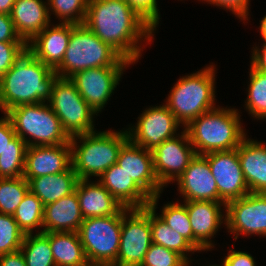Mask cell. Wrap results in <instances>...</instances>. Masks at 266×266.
<instances>
[{"mask_svg":"<svg viewBox=\"0 0 266 266\" xmlns=\"http://www.w3.org/2000/svg\"><path fill=\"white\" fill-rule=\"evenodd\" d=\"M83 24L130 63L141 55L139 40L150 42L154 31L125 0H89Z\"/></svg>","mask_w":266,"mask_h":266,"instance_id":"cell-1","label":"cell"},{"mask_svg":"<svg viewBox=\"0 0 266 266\" xmlns=\"http://www.w3.org/2000/svg\"><path fill=\"white\" fill-rule=\"evenodd\" d=\"M58 77L52 68L26 50L0 78V108L5 114L22 104L49 101Z\"/></svg>","mask_w":266,"mask_h":266,"instance_id":"cell-2","label":"cell"},{"mask_svg":"<svg viewBox=\"0 0 266 266\" xmlns=\"http://www.w3.org/2000/svg\"><path fill=\"white\" fill-rule=\"evenodd\" d=\"M184 128L197 155L236 149L246 137L237 109L214 108Z\"/></svg>","mask_w":266,"mask_h":266,"instance_id":"cell-3","label":"cell"},{"mask_svg":"<svg viewBox=\"0 0 266 266\" xmlns=\"http://www.w3.org/2000/svg\"><path fill=\"white\" fill-rule=\"evenodd\" d=\"M132 64L100 40L84 24H71V36L61 64L54 70L60 78L97 67H126Z\"/></svg>","mask_w":266,"mask_h":266,"instance_id":"cell-4","label":"cell"},{"mask_svg":"<svg viewBox=\"0 0 266 266\" xmlns=\"http://www.w3.org/2000/svg\"><path fill=\"white\" fill-rule=\"evenodd\" d=\"M77 138L81 145L77 144ZM129 140L128 132H92L72 136L70 139L72 168L79 179L100 177L116 164L122 146ZM78 145V146H77Z\"/></svg>","mask_w":266,"mask_h":266,"instance_id":"cell-5","label":"cell"},{"mask_svg":"<svg viewBox=\"0 0 266 266\" xmlns=\"http://www.w3.org/2000/svg\"><path fill=\"white\" fill-rule=\"evenodd\" d=\"M214 69L213 65L208 66L180 78L173 86L165 105L183 126L186 127L201 114L216 108Z\"/></svg>","mask_w":266,"mask_h":266,"instance_id":"cell-6","label":"cell"},{"mask_svg":"<svg viewBox=\"0 0 266 266\" xmlns=\"http://www.w3.org/2000/svg\"><path fill=\"white\" fill-rule=\"evenodd\" d=\"M16 136L27 146H52L70 142L71 137L63 129L61 121L45 102L22 104L8 110ZM27 134L34 138L27 139Z\"/></svg>","mask_w":266,"mask_h":266,"instance_id":"cell-7","label":"cell"},{"mask_svg":"<svg viewBox=\"0 0 266 266\" xmlns=\"http://www.w3.org/2000/svg\"><path fill=\"white\" fill-rule=\"evenodd\" d=\"M122 208L111 216L83 219L78 232L87 261L112 266L120 247Z\"/></svg>","mask_w":266,"mask_h":266,"instance_id":"cell-8","label":"cell"},{"mask_svg":"<svg viewBox=\"0 0 266 266\" xmlns=\"http://www.w3.org/2000/svg\"><path fill=\"white\" fill-rule=\"evenodd\" d=\"M48 102L70 137L95 132L93 115L97 113L81 97L69 78L56 79Z\"/></svg>","mask_w":266,"mask_h":266,"instance_id":"cell-9","label":"cell"},{"mask_svg":"<svg viewBox=\"0 0 266 266\" xmlns=\"http://www.w3.org/2000/svg\"><path fill=\"white\" fill-rule=\"evenodd\" d=\"M151 244L150 207H122L120 247L112 266H140Z\"/></svg>","mask_w":266,"mask_h":266,"instance_id":"cell-10","label":"cell"},{"mask_svg":"<svg viewBox=\"0 0 266 266\" xmlns=\"http://www.w3.org/2000/svg\"><path fill=\"white\" fill-rule=\"evenodd\" d=\"M225 224L237 239L239 234L266 236V193H248L225 205Z\"/></svg>","mask_w":266,"mask_h":266,"instance_id":"cell-11","label":"cell"},{"mask_svg":"<svg viewBox=\"0 0 266 266\" xmlns=\"http://www.w3.org/2000/svg\"><path fill=\"white\" fill-rule=\"evenodd\" d=\"M136 127L130 128L129 140L152 151L165 140L174 138L180 123L166 105L150 107L138 117Z\"/></svg>","mask_w":266,"mask_h":266,"instance_id":"cell-12","label":"cell"},{"mask_svg":"<svg viewBox=\"0 0 266 266\" xmlns=\"http://www.w3.org/2000/svg\"><path fill=\"white\" fill-rule=\"evenodd\" d=\"M203 156L210 165L219 197L225 204L250 193L241 169L237 148L229 151H213Z\"/></svg>","mask_w":266,"mask_h":266,"instance_id":"cell-13","label":"cell"},{"mask_svg":"<svg viewBox=\"0 0 266 266\" xmlns=\"http://www.w3.org/2000/svg\"><path fill=\"white\" fill-rule=\"evenodd\" d=\"M181 133L152 150L154 171L163 187L177 180L196 155L187 132L183 130Z\"/></svg>","mask_w":266,"mask_h":266,"instance_id":"cell-14","label":"cell"},{"mask_svg":"<svg viewBox=\"0 0 266 266\" xmlns=\"http://www.w3.org/2000/svg\"><path fill=\"white\" fill-rule=\"evenodd\" d=\"M125 67H97L79 71L69 79L81 97L96 112H101L119 84Z\"/></svg>","mask_w":266,"mask_h":266,"instance_id":"cell-15","label":"cell"},{"mask_svg":"<svg viewBox=\"0 0 266 266\" xmlns=\"http://www.w3.org/2000/svg\"><path fill=\"white\" fill-rule=\"evenodd\" d=\"M150 197L160 195L163 186L154 171L152 151L128 140L120 149L116 162Z\"/></svg>","mask_w":266,"mask_h":266,"instance_id":"cell-16","label":"cell"},{"mask_svg":"<svg viewBox=\"0 0 266 266\" xmlns=\"http://www.w3.org/2000/svg\"><path fill=\"white\" fill-rule=\"evenodd\" d=\"M176 181L184 201L223 202L210 165L203 155L196 154Z\"/></svg>","mask_w":266,"mask_h":266,"instance_id":"cell-17","label":"cell"},{"mask_svg":"<svg viewBox=\"0 0 266 266\" xmlns=\"http://www.w3.org/2000/svg\"><path fill=\"white\" fill-rule=\"evenodd\" d=\"M72 166L70 142L52 146H28L23 177L31 178L67 171Z\"/></svg>","mask_w":266,"mask_h":266,"instance_id":"cell-18","label":"cell"},{"mask_svg":"<svg viewBox=\"0 0 266 266\" xmlns=\"http://www.w3.org/2000/svg\"><path fill=\"white\" fill-rule=\"evenodd\" d=\"M193 232V246L198 250L213 248L210 240L223 223L221 205L224 202L213 201H184ZM210 240V241H209Z\"/></svg>","mask_w":266,"mask_h":266,"instance_id":"cell-19","label":"cell"},{"mask_svg":"<svg viewBox=\"0 0 266 266\" xmlns=\"http://www.w3.org/2000/svg\"><path fill=\"white\" fill-rule=\"evenodd\" d=\"M48 25L28 44L27 50L43 64L55 70L62 62L71 36V24Z\"/></svg>","mask_w":266,"mask_h":266,"instance_id":"cell-20","label":"cell"},{"mask_svg":"<svg viewBox=\"0 0 266 266\" xmlns=\"http://www.w3.org/2000/svg\"><path fill=\"white\" fill-rule=\"evenodd\" d=\"M42 0H15L10 13L18 36L28 44L50 24V12Z\"/></svg>","mask_w":266,"mask_h":266,"instance_id":"cell-21","label":"cell"},{"mask_svg":"<svg viewBox=\"0 0 266 266\" xmlns=\"http://www.w3.org/2000/svg\"><path fill=\"white\" fill-rule=\"evenodd\" d=\"M99 179V182L123 207L140 209L149 205L151 198L119 165H112Z\"/></svg>","mask_w":266,"mask_h":266,"instance_id":"cell-22","label":"cell"},{"mask_svg":"<svg viewBox=\"0 0 266 266\" xmlns=\"http://www.w3.org/2000/svg\"><path fill=\"white\" fill-rule=\"evenodd\" d=\"M83 219L79 199L74 191L44 206V228L38 233L77 232Z\"/></svg>","mask_w":266,"mask_h":266,"instance_id":"cell-23","label":"cell"},{"mask_svg":"<svg viewBox=\"0 0 266 266\" xmlns=\"http://www.w3.org/2000/svg\"><path fill=\"white\" fill-rule=\"evenodd\" d=\"M246 139L237 147L245 181L251 193H266V146Z\"/></svg>","mask_w":266,"mask_h":266,"instance_id":"cell-24","label":"cell"},{"mask_svg":"<svg viewBox=\"0 0 266 266\" xmlns=\"http://www.w3.org/2000/svg\"><path fill=\"white\" fill-rule=\"evenodd\" d=\"M75 192L84 219L115 215L123 207L99 181L79 179Z\"/></svg>","mask_w":266,"mask_h":266,"instance_id":"cell-25","label":"cell"},{"mask_svg":"<svg viewBox=\"0 0 266 266\" xmlns=\"http://www.w3.org/2000/svg\"><path fill=\"white\" fill-rule=\"evenodd\" d=\"M79 178L72 166L62 173L31 178L29 190L47 205L75 191Z\"/></svg>","mask_w":266,"mask_h":266,"instance_id":"cell-26","label":"cell"},{"mask_svg":"<svg viewBox=\"0 0 266 266\" xmlns=\"http://www.w3.org/2000/svg\"><path fill=\"white\" fill-rule=\"evenodd\" d=\"M159 197L160 195H156L151 198L148 205L150 207L152 243L177 252L189 264L190 261L185 253L196 252L198 250L187 239L171 229L159 216H157L155 209Z\"/></svg>","mask_w":266,"mask_h":266,"instance_id":"cell-27","label":"cell"},{"mask_svg":"<svg viewBox=\"0 0 266 266\" xmlns=\"http://www.w3.org/2000/svg\"><path fill=\"white\" fill-rule=\"evenodd\" d=\"M56 266H79L87 262L78 232H49Z\"/></svg>","mask_w":266,"mask_h":266,"instance_id":"cell-28","label":"cell"},{"mask_svg":"<svg viewBox=\"0 0 266 266\" xmlns=\"http://www.w3.org/2000/svg\"><path fill=\"white\" fill-rule=\"evenodd\" d=\"M20 251L26 266H56L49 244V232L25 234Z\"/></svg>","mask_w":266,"mask_h":266,"instance_id":"cell-29","label":"cell"},{"mask_svg":"<svg viewBox=\"0 0 266 266\" xmlns=\"http://www.w3.org/2000/svg\"><path fill=\"white\" fill-rule=\"evenodd\" d=\"M44 205L30 190L13 214L14 220L24 234H33V229L43 227Z\"/></svg>","mask_w":266,"mask_h":266,"instance_id":"cell-30","label":"cell"},{"mask_svg":"<svg viewBox=\"0 0 266 266\" xmlns=\"http://www.w3.org/2000/svg\"><path fill=\"white\" fill-rule=\"evenodd\" d=\"M27 144L16 136L0 155V178L23 177Z\"/></svg>","mask_w":266,"mask_h":266,"instance_id":"cell-31","label":"cell"},{"mask_svg":"<svg viewBox=\"0 0 266 266\" xmlns=\"http://www.w3.org/2000/svg\"><path fill=\"white\" fill-rule=\"evenodd\" d=\"M28 191L24 177L0 178V213L13 215Z\"/></svg>","mask_w":266,"mask_h":266,"instance_id":"cell-32","label":"cell"},{"mask_svg":"<svg viewBox=\"0 0 266 266\" xmlns=\"http://www.w3.org/2000/svg\"><path fill=\"white\" fill-rule=\"evenodd\" d=\"M250 84L246 109L258 119L266 118V73L250 65Z\"/></svg>","mask_w":266,"mask_h":266,"instance_id":"cell-33","label":"cell"},{"mask_svg":"<svg viewBox=\"0 0 266 266\" xmlns=\"http://www.w3.org/2000/svg\"><path fill=\"white\" fill-rule=\"evenodd\" d=\"M159 217L193 245V232L185 204L169 203L162 209Z\"/></svg>","mask_w":266,"mask_h":266,"instance_id":"cell-34","label":"cell"},{"mask_svg":"<svg viewBox=\"0 0 266 266\" xmlns=\"http://www.w3.org/2000/svg\"><path fill=\"white\" fill-rule=\"evenodd\" d=\"M89 0H48V9L55 13L62 23L80 25L86 16Z\"/></svg>","mask_w":266,"mask_h":266,"instance_id":"cell-35","label":"cell"},{"mask_svg":"<svg viewBox=\"0 0 266 266\" xmlns=\"http://www.w3.org/2000/svg\"><path fill=\"white\" fill-rule=\"evenodd\" d=\"M24 237L13 215L0 213V255L19 251Z\"/></svg>","mask_w":266,"mask_h":266,"instance_id":"cell-36","label":"cell"},{"mask_svg":"<svg viewBox=\"0 0 266 266\" xmlns=\"http://www.w3.org/2000/svg\"><path fill=\"white\" fill-rule=\"evenodd\" d=\"M140 266H188V263L177 252L152 243Z\"/></svg>","mask_w":266,"mask_h":266,"instance_id":"cell-37","label":"cell"},{"mask_svg":"<svg viewBox=\"0 0 266 266\" xmlns=\"http://www.w3.org/2000/svg\"><path fill=\"white\" fill-rule=\"evenodd\" d=\"M27 50L25 42H0V78Z\"/></svg>","mask_w":266,"mask_h":266,"instance_id":"cell-38","label":"cell"},{"mask_svg":"<svg viewBox=\"0 0 266 266\" xmlns=\"http://www.w3.org/2000/svg\"><path fill=\"white\" fill-rule=\"evenodd\" d=\"M129 6L154 30L159 24V10L156 0H125Z\"/></svg>","mask_w":266,"mask_h":266,"instance_id":"cell-39","label":"cell"},{"mask_svg":"<svg viewBox=\"0 0 266 266\" xmlns=\"http://www.w3.org/2000/svg\"><path fill=\"white\" fill-rule=\"evenodd\" d=\"M210 4H215L217 6L223 7L224 9H229L233 14L237 15L242 20L247 19L248 16V6L249 0H204Z\"/></svg>","mask_w":266,"mask_h":266,"instance_id":"cell-40","label":"cell"},{"mask_svg":"<svg viewBox=\"0 0 266 266\" xmlns=\"http://www.w3.org/2000/svg\"><path fill=\"white\" fill-rule=\"evenodd\" d=\"M0 42H24L17 34L8 14L0 13Z\"/></svg>","mask_w":266,"mask_h":266,"instance_id":"cell-41","label":"cell"},{"mask_svg":"<svg viewBox=\"0 0 266 266\" xmlns=\"http://www.w3.org/2000/svg\"><path fill=\"white\" fill-rule=\"evenodd\" d=\"M223 266H256L254 258L242 251L230 250L225 256Z\"/></svg>","mask_w":266,"mask_h":266,"instance_id":"cell-42","label":"cell"},{"mask_svg":"<svg viewBox=\"0 0 266 266\" xmlns=\"http://www.w3.org/2000/svg\"><path fill=\"white\" fill-rule=\"evenodd\" d=\"M16 137L10 119L5 115L0 119V155L7 149L9 143Z\"/></svg>","mask_w":266,"mask_h":266,"instance_id":"cell-43","label":"cell"},{"mask_svg":"<svg viewBox=\"0 0 266 266\" xmlns=\"http://www.w3.org/2000/svg\"><path fill=\"white\" fill-rule=\"evenodd\" d=\"M264 42L262 50L257 47L254 48L251 57V66L258 71L266 73V41Z\"/></svg>","mask_w":266,"mask_h":266,"instance_id":"cell-44","label":"cell"},{"mask_svg":"<svg viewBox=\"0 0 266 266\" xmlns=\"http://www.w3.org/2000/svg\"><path fill=\"white\" fill-rule=\"evenodd\" d=\"M0 266H26L23 253L19 250L0 255Z\"/></svg>","mask_w":266,"mask_h":266,"instance_id":"cell-45","label":"cell"},{"mask_svg":"<svg viewBox=\"0 0 266 266\" xmlns=\"http://www.w3.org/2000/svg\"><path fill=\"white\" fill-rule=\"evenodd\" d=\"M15 0H0V13L10 15Z\"/></svg>","mask_w":266,"mask_h":266,"instance_id":"cell-46","label":"cell"},{"mask_svg":"<svg viewBox=\"0 0 266 266\" xmlns=\"http://www.w3.org/2000/svg\"><path fill=\"white\" fill-rule=\"evenodd\" d=\"M260 33L263 41H266V16L260 21Z\"/></svg>","mask_w":266,"mask_h":266,"instance_id":"cell-47","label":"cell"},{"mask_svg":"<svg viewBox=\"0 0 266 266\" xmlns=\"http://www.w3.org/2000/svg\"><path fill=\"white\" fill-rule=\"evenodd\" d=\"M79 266H98V265H96V264H94V263H91V262L87 261L86 263H84V264H82V265H79Z\"/></svg>","mask_w":266,"mask_h":266,"instance_id":"cell-48","label":"cell"}]
</instances>
